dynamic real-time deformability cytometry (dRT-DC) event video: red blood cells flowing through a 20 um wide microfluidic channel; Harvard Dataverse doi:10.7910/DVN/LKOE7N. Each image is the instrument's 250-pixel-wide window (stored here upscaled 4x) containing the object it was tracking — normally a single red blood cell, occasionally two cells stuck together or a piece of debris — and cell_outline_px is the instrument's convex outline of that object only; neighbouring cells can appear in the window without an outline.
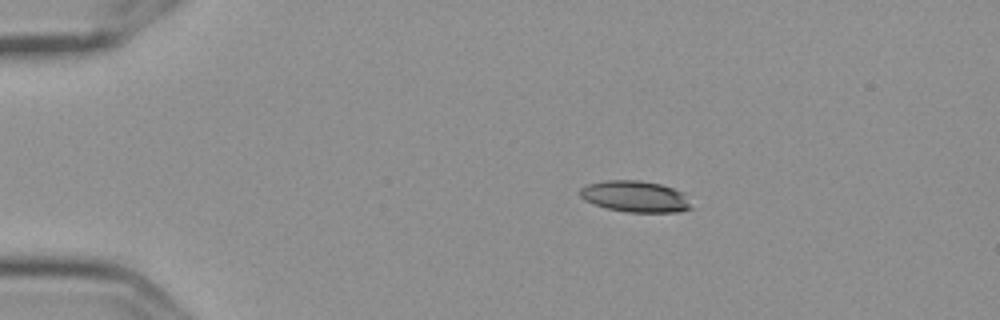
{"species": "Egyptian fruit bat (a non-hibernating species)", "species_latin": "Rousettus aegyptiacus", "temperature_condition": "cold", "stored_images_in_passage": 3, "camera_frame_rate_fps": 3000, "um_per_image_px": 0.085, "frame": {"image": 1, "passage_image": 1, "time_ms": 0.0, "image_size_px": [1000, 320], "cell_outline_px": [[696, 208], [680, 212], [624, 212], [608, 208], [584, 200], [580, 196], [580, 188], [588, 184], [604, 180], [640, 180], [660, 184], [684, 192]], "centroid_in_image_um": [54.07, 16.71], "position_along_channel_um": 30.9, "area_um2": 20.58}}